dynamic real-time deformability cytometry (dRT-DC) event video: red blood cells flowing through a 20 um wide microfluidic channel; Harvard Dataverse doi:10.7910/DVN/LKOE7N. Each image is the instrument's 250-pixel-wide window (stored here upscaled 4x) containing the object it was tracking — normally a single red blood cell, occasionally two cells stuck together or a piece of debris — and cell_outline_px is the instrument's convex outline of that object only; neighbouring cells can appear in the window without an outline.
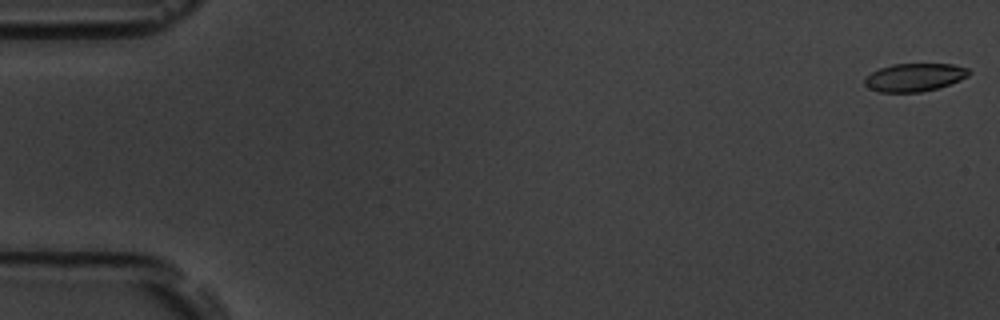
{"species": "common noctule bat (a hibernating species)", "species_latin": "Nyctalus noctula", "temperature_condition": "room temperature", "stored_images_in_passage": 54, "camera_frame_rate_fps": 3000, "um_per_image_px": 0.085, "animal": {"sex": "male", "body_mass_g": 19.5, "forearm_length_mm": 54.6}, "frame": {"image": 1, "passage_image": 1, "time_ms": 0.0, "image_size_px": [1000, 320], "cell_outline_px": [[972, 72], [968, 76], [960, 80], [936, 88], [920, 92], [876, 92], [868, 88], [864, 84], [864, 80], [872, 72], [880, 68], [892, 64], [952, 64], [968, 68]], "centroid_in_image_um": [77.72, 6.57], "position_along_channel_um": 7.3, "area_um2": 16.99}}
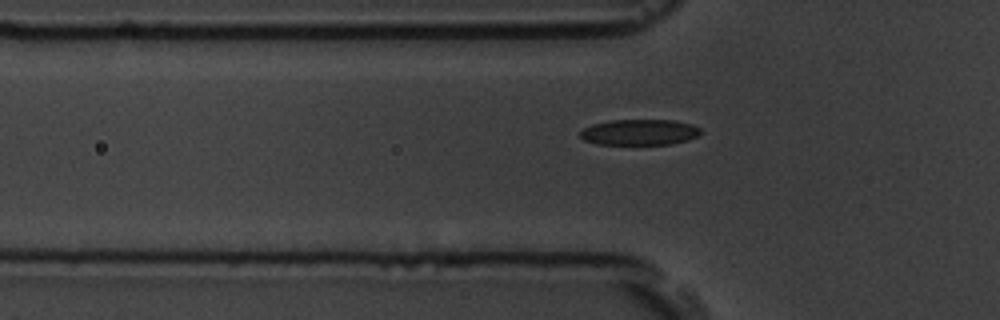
{"frame": {"image": 2, "passage_image": 18, "time_ms": 5.667, "image_size_px": [1000, 320], "cell_outline_px": [[700, 132], [696, 136], [688, 140], [672, 144], [596, 144], [584, 140], [580, 136], [580, 132], [584, 128], [592, 124], [608, 120], [672, 120], [692, 124], [700, 128]], "centroid_in_image_um": [54.34, 11.23], "position_along_channel_um": 71.5, "area_um2": 18.09}}
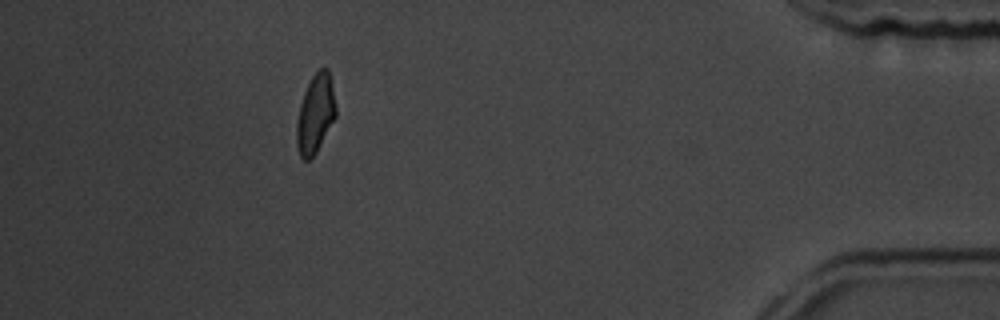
{"frame": {"image": 3, "passage_image": 49, "time_ms": 16.0, "image_size_px": [1000, 320], "cell_outline_px": [[336, 116], [316, 152], [308, 160], [304, 160], [300, 156], [296, 144], [296, 124], [300, 104], [304, 92], [312, 76], [320, 68], [328, 68], [336, 108]], "centroid_in_image_um": [26.79, 9.68], "position_along_channel_um": 408.4, "area_um2": 17.74}, "authors_computed_cell_mechanics": {"area_um2": 18.4093, "velocity_mm_per_s": 3.7846, "shape_relaxation_time_tau1_ms": 5.7262, "shape_relaxation_time_tau2_ms": 1.7953, "deformation_change_tau1": 0.1363, "deformation_change_tau2": 0.068}}